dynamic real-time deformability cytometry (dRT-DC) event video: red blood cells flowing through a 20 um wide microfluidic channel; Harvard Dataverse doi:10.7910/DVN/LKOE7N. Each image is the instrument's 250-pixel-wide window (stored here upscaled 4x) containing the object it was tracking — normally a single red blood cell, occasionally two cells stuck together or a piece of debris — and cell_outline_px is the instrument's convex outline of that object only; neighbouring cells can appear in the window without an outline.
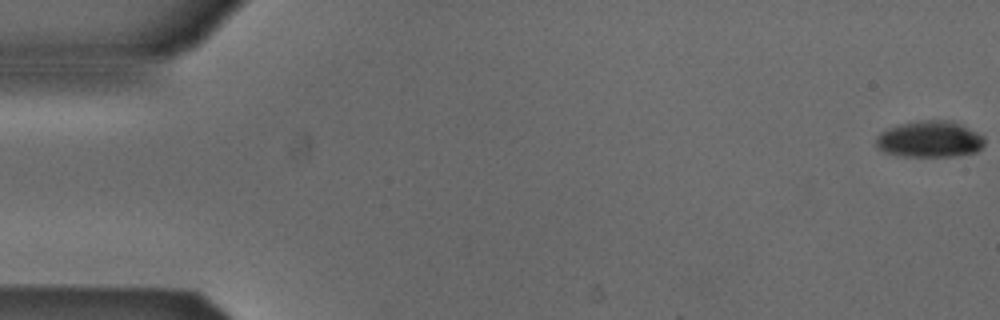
{"species": "Egyptian fruit bat (a non-hibernating species)", "species_latin": "Rousettus aegyptiacus", "temperature_condition": "cold", "stored_images_in_passage": 13, "camera_frame_rate_fps": 3000, "um_per_image_px": 0.085, "animal": {"sex": "male"}, "frame": {"image": 1, "passage_image": 1, "time_ms": 0.0, "image_size_px": [1000, 320], "cell_outline_px": [[984, 144], [976, 152], [956, 156], [900, 156], [884, 152], [876, 144], [876, 136], [880, 132], [888, 128], [900, 124], [924, 120], [948, 120], [960, 124], [984, 136]], "centroid_in_image_um": [79.02, 11.84], "position_along_channel_um": 6.0, "area_um2": 22.89}}